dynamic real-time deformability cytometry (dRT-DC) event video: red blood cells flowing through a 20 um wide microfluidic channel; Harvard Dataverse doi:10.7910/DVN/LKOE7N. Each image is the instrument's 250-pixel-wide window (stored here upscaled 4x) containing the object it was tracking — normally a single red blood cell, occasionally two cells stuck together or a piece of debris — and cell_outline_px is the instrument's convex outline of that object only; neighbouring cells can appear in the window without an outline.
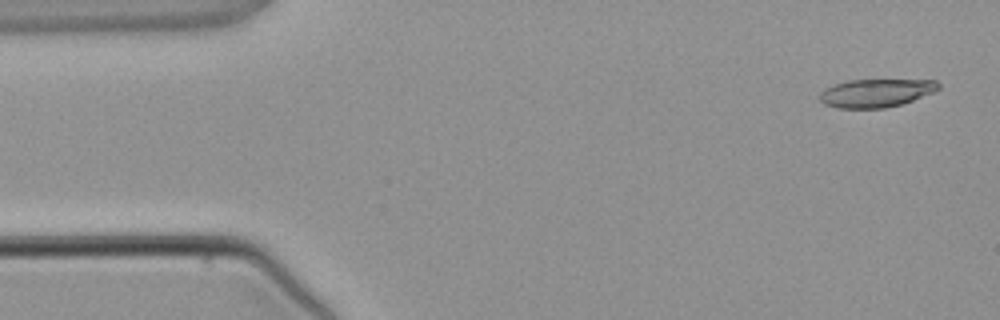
{"species": "common noctule bat (a hibernating species)", "species_latin": "Nyctalus noctula", "temperature_condition": "warm", "stored_images_in_passage": 4, "segment_of_instrument_passage": [2, 2], "camera_frame_rate_fps": 3000, "um_per_image_px": 0.085, "animal": {"sex": "male", "body_mass_g": 21.5, "forearm_length_mm": 52.0}, "frame": {"image": 1, "passage_image": 4, "time_ms": 3.667, "image_size_px": [1000, 320], "cell_outline_px": [[940, 88], [932, 92], [912, 100], [900, 104], [884, 108], [840, 108], [824, 104], [820, 100], [820, 92], [824, 88], [832, 84], [848, 80], [936, 80], [940, 84]], "centroid_in_image_um": [74.42, 7.89], "position_along_channel_um": 10.6, "area_um2": 19.42}}